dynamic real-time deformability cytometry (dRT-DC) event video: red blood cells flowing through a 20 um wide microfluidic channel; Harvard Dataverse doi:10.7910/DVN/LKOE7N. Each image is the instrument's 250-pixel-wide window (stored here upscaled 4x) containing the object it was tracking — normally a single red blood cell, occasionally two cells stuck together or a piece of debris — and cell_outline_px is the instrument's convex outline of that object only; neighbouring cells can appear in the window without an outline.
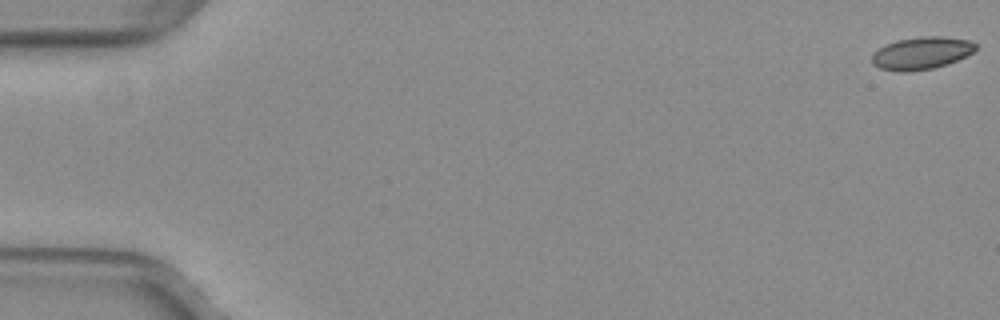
{"species": "common noctule bat (a hibernating species)", "species_latin": "Nyctalus noctula", "temperature_condition": "warm", "stored_images_in_passage": 16, "camera_frame_rate_fps": 3000, "um_per_image_px": 0.085, "animal": {"sex": "female", "body_mass_g": 29.2, "forearm_length_mm": 56.3}, "frame": {"image": 1, "passage_image": 1, "time_ms": 0.0, "image_size_px": [1000, 320], "cell_outline_px": [[976, 48], [972, 52], [956, 60], [932, 68], [904, 72], [900, 72], [880, 68], [872, 64], [872, 56], [884, 44], [896, 40], [920, 36], [944, 36], [972, 40], [976, 44]], "centroid_in_image_um": [78.31, 4.49], "position_along_channel_um": 6.7, "area_um2": 19.48}}
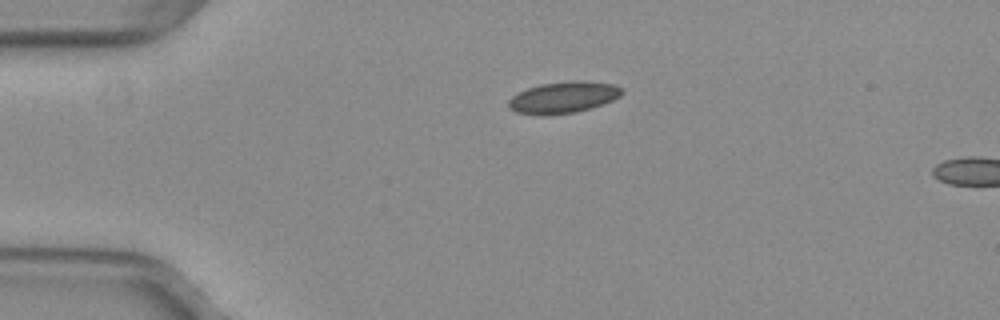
{"frame": {"image": 2, "passage_image": 13, "time_ms": 4.0, "image_size_px": [1000, 320], "cell_outline_px": [[624, 92], [620, 96], [612, 100], [576, 112], [548, 116], [540, 116], [516, 112], [508, 108], [508, 100], [512, 96], [528, 88], [540, 84], [572, 80], [584, 80], [616, 84], [624, 88]], "centroid_in_image_um": [47.89, 8.27], "position_along_channel_um": 37.1, "area_um2": 21.1}}